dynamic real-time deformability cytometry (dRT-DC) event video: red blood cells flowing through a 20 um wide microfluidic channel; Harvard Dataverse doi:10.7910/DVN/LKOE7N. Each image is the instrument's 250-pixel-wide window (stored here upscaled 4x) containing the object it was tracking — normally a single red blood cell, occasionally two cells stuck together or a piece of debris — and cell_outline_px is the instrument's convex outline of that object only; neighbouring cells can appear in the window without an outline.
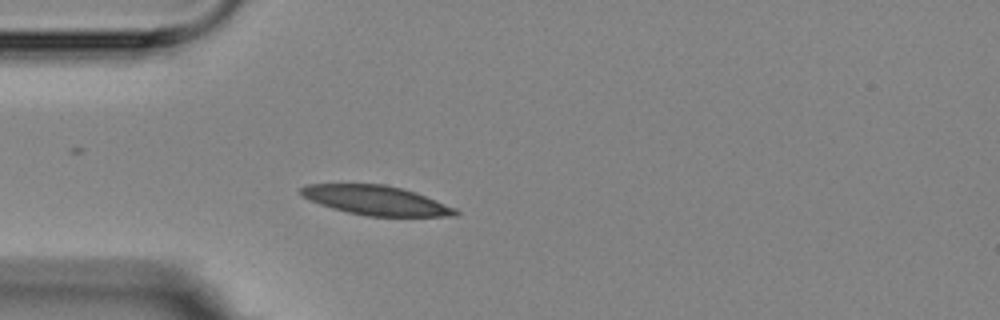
{"species": "Egyptian fruit bat (a non-hibernating species)", "species_latin": "Rousettus aegyptiacus", "temperature_condition": "room temperature", "stored_images_in_passage": 3, "camera_frame_rate_fps": 3000, "um_per_image_px": 0.085, "animal": {"sex": "female"}, "frame": {"image": 1, "passage_image": 3, "time_ms": 2.333, "image_size_px": [1000, 320], "cell_outline_px": [[460, 212], [456, 216], [368, 216], [348, 212], [332, 208], [320, 204], [300, 196], [300, 188], [308, 184], [384, 184], [416, 192], [456, 208]], "centroid_in_image_um": [31.96, 17.03], "position_along_channel_um": 53.0, "area_um2": 26.36}}